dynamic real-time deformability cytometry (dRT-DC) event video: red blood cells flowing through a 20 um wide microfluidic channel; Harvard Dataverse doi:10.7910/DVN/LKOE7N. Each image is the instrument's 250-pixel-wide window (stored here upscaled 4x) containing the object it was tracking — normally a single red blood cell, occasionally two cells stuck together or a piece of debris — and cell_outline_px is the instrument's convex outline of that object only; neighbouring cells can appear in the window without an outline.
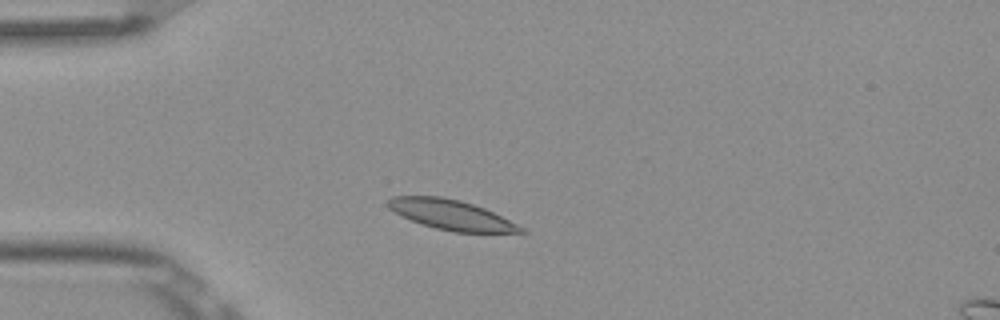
{"species": "Egyptian fruit bat (a non-hibernating species)", "species_latin": "Rousettus aegyptiacus", "temperature_condition": "room temperature", "stored_images_in_passage": 2, "camera_frame_rate_fps": 3000, "um_per_image_px": 0.085, "frame": {"image": 1, "passage_image": 2, "time_ms": 0.333, "image_size_px": [1000, 320], "cell_outline_px": [[528, 232], [452, 232], [420, 224], [400, 216], [388, 208], [388, 200], [392, 196], [440, 196], [460, 200], [484, 208], [524, 228]], "centroid_in_image_um": [38.29, 18.25], "position_along_channel_um": 46.7, "area_um2": 22.95}}